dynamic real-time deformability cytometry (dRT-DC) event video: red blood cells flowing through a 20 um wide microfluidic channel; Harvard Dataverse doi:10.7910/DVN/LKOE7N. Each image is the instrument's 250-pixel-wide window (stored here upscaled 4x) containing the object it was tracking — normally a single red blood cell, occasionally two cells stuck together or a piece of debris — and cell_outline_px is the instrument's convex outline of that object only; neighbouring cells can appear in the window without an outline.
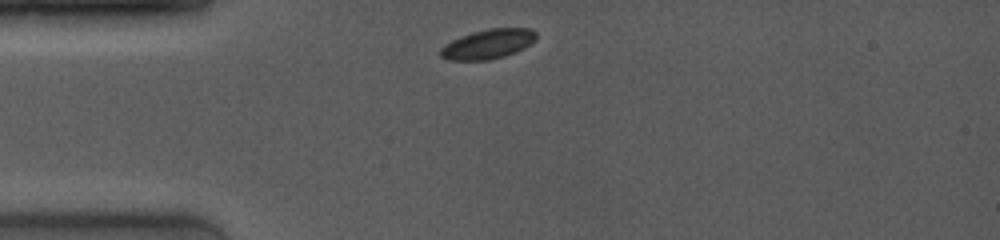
{"species": "common noctule bat (a hibernating species)", "species_latin": "Nyctalus noctula", "temperature_condition": "room temperature", "stored_images_in_passage": 25, "camera_frame_rate_fps": 4000, "um_per_image_px": 0.085, "animal": {"sex": "female", "body_mass_g": 19.0, "forearm_length_mm": 53.3}, "frame": {"image": 1, "passage_image": 1, "time_ms": 0.0, "image_size_px": [1000, 240], "cell_outline_px": [[536, 40], [524, 48], [516, 52], [504, 56], [488, 60], [448, 60], [440, 56], [440, 48], [444, 44], [460, 36], [488, 28], [532, 28], [536, 32]], "centroid_in_image_um": [41.48, 3.74], "position_along_channel_um": 43.5, "area_um2": 16.59}}
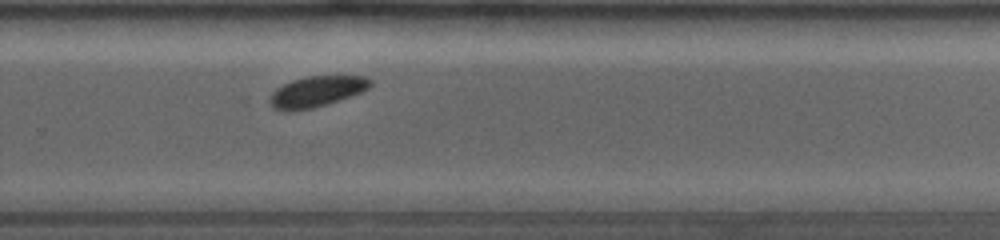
{"frame": {"image": 2, "passage_image": 17, "time_ms": 7.0, "image_size_px": [1000, 240], "cell_outline_px": [[372, 84], [368, 88], [360, 92], [312, 108], [284, 112], [272, 108], [268, 100], [272, 92], [276, 88], [292, 80], [304, 76], [368, 76], [372, 80]], "centroid_in_image_um": [26.85, 7.77], "position_along_channel_um": 302.9, "area_um2": 17.92}}
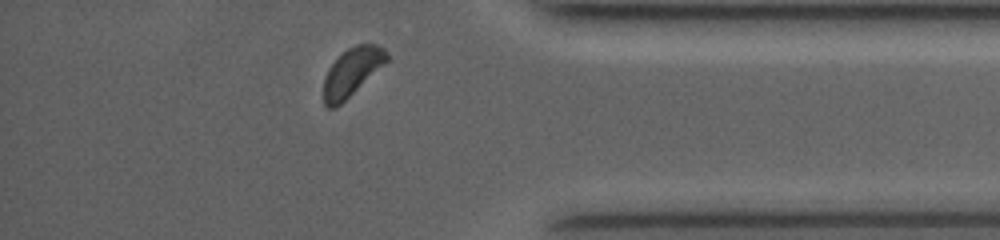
{"frame": {"image": 3, "passage_image": 23, "time_ms": 9.75, "image_size_px": [1000, 240], "cell_outline_px": [[388, 60], [336, 108], [328, 108], [324, 104], [324, 80], [328, 68], [348, 48], [356, 44], [376, 44], [384, 48], [388, 52]], "centroid_in_image_um": [29.91, 6.11], "position_along_channel_um": 405.3, "area_um2": 17.22}}